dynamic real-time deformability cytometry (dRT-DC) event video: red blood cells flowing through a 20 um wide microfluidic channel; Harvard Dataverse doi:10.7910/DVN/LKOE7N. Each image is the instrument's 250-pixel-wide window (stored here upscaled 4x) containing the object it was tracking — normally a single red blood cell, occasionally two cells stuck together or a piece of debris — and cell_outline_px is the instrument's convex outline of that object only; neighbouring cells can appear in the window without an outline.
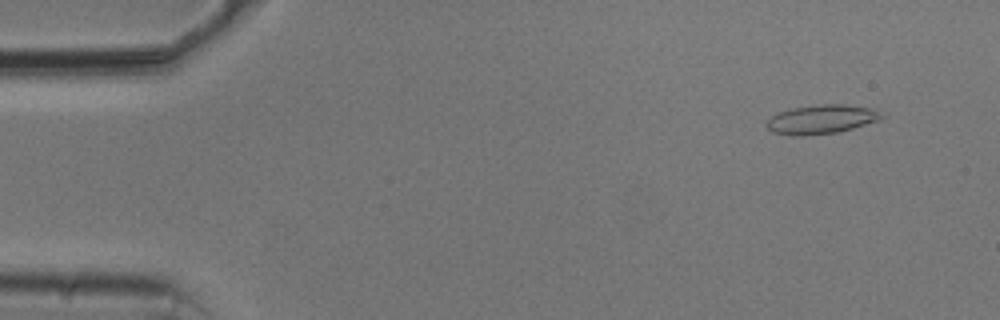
{"species": "common noctule bat (a hibernating species)", "species_latin": "Nyctalus noctula", "temperature_condition": "cold", "stored_images_in_passage": 54, "camera_frame_rate_fps": 3000, "um_per_image_px": 0.085, "animal": {"sex": "male", "body_mass_g": 20.5, "forearm_length_mm": 52.5}, "frame": {"image": 1, "passage_image": 5, "time_ms": 1.333, "image_size_px": [1000, 320], "cell_outline_px": [[888, 116], [880, 120], [840, 132], [800, 136], [792, 136], [772, 132], [764, 124], [772, 116], [780, 112], [792, 108], [820, 104], [844, 104], [872, 108]], "centroid_in_image_um": [69.86, 10.15], "position_along_channel_um": 15.1, "area_um2": 19.65}}
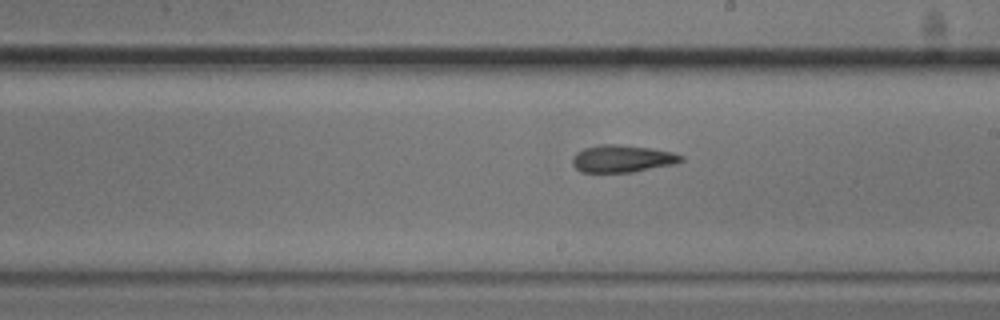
{"frame": {"image": 2, "passage_image": 31, "time_ms": 10.0, "image_size_px": [1000, 320], "cell_outline_px": [[684, 160], [676, 164], [632, 172], [580, 172], [572, 164], [572, 156], [576, 152], [584, 148], [600, 144], [620, 144], [652, 148], [672, 152], [684, 156]], "centroid_in_image_um": [52.9, 13.48], "position_along_channel_um": 236.1, "area_um2": 17.51}}
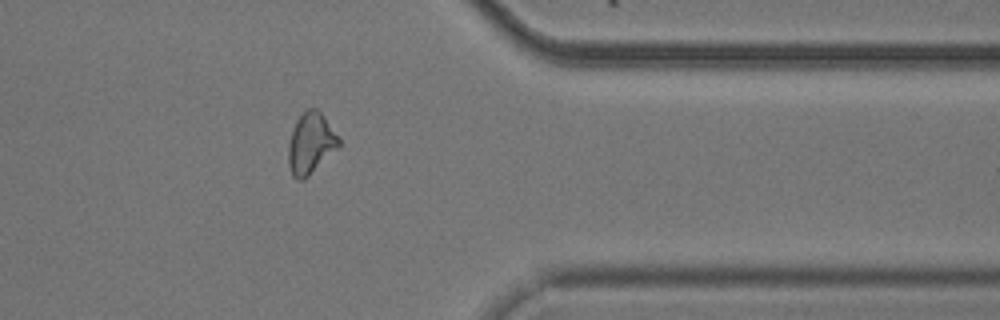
{"frame": {"image": 3, "passage_image": 44, "time_ms": 14.333, "image_size_px": [1000, 320], "cell_outline_px": [[340, 148], [304, 180], [296, 180], [292, 176], [288, 164], [288, 144], [292, 128], [296, 120], [308, 108], [316, 108], [324, 116], [340, 140]], "centroid_in_image_um": [26.41, 12.22], "position_along_channel_um": 385.0, "area_um2": 18.21}, "authors_computed_cell_mechanics": {"area_um2": 18.1492, "velocity_mm_per_s": 3.7415, "shape_relaxation_time_tau1_ms": null, "shape_relaxation_time_tau2_ms": 9.9211, "deformation_change_tau1": null, "deformation_change_tau2": 0.2229}}